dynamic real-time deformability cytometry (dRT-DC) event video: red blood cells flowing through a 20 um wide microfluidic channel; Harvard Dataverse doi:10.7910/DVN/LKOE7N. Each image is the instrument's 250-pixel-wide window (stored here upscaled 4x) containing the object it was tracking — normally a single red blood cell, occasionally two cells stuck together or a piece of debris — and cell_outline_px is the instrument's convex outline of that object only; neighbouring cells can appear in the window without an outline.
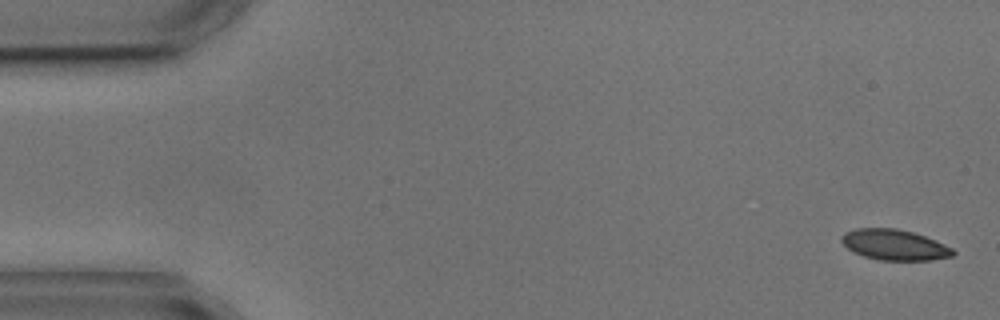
{"species": "common noctule bat (a hibernating species)", "species_latin": "Nyctalus noctula", "temperature_condition": "cold", "stored_images_in_passage": 5, "camera_frame_rate_fps": 3000, "um_per_image_px": 0.085, "animal": {"sex": "male", "body_mass_g": 17.9, "forearm_length_mm": 54.2}, "frame": {"image": 1, "passage_image": 1, "time_ms": 0.0, "image_size_px": [1000, 320], "cell_outline_px": [[956, 252], [952, 256], [928, 260], [880, 260], [864, 256], [852, 252], [840, 240], [840, 236], [844, 232], [856, 228], [896, 228], [912, 232], [936, 240], [952, 248]], "centroid_in_image_um": [76.0, 20.8], "position_along_channel_um": 9.0, "area_um2": 19.88}}
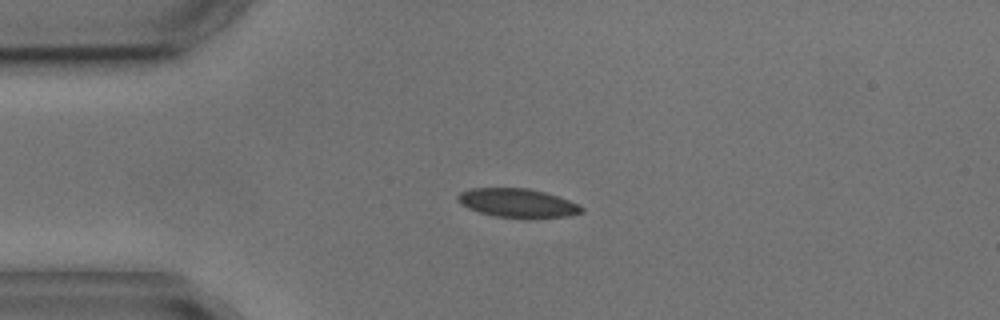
{"frame": {"image": 2, "passage_image": 4, "time_ms": 3.667, "image_size_px": [1000, 320], "cell_outline_px": [[584, 212], [568, 216], [496, 216], [480, 212], [468, 208], [460, 204], [456, 200], [456, 196], [460, 192], [472, 188], [528, 188], [544, 192], [580, 204], [584, 208]], "centroid_in_image_um": [43.95, 17.22], "position_along_channel_um": 41.0, "area_um2": 20.23}}